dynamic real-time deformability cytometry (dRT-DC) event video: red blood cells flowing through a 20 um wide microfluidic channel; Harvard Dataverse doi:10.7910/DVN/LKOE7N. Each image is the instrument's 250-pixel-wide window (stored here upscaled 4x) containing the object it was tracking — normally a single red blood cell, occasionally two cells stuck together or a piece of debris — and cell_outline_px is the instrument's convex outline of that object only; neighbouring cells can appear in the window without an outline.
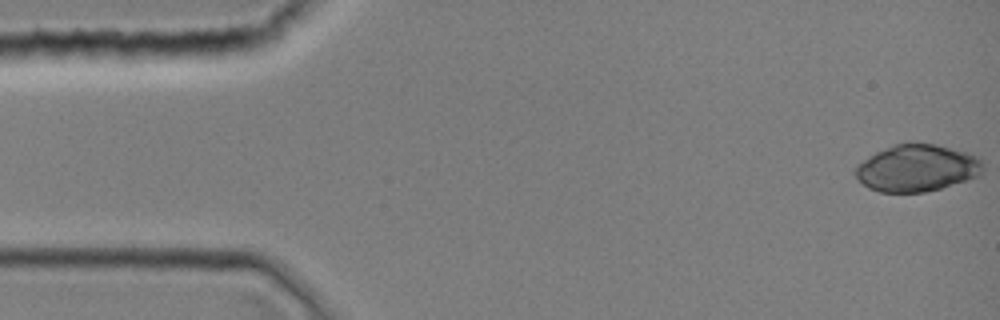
{"species": "common noctule bat (a hibernating species)", "species_latin": "Nyctalus noctula", "temperature_condition": "room temperature", "stored_images_in_passage": 14, "camera_frame_rate_fps": 3000, "um_per_image_px": 0.085, "animal": {"sex": "female", "body_mass_g": 19.0, "forearm_length_mm": 51.5}, "frame": {"image": 1, "passage_image": 1, "time_ms": 0.0, "image_size_px": [1000, 320], "cell_outline_px": [[984, 168], [980, 176], [940, 188], [924, 192], [880, 192], [868, 188], [856, 176], [856, 168], [868, 156], [892, 144], [908, 140], [916, 140], [936, 144], [968, 152], [976, 156], [984, 164]], "centroid_in_image_um": [77.97, 14.24], "position_along_channel_um": 7.0, "area_um2": 35.37}}
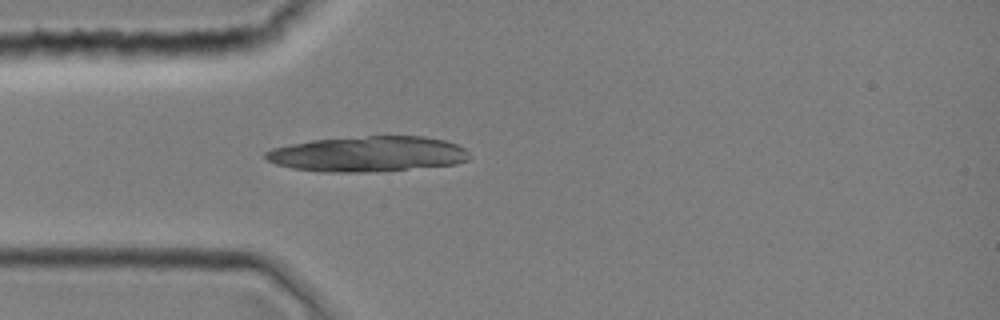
{"frame": {"image": 2, "passage_image": 11, "time_ms": 3.333, "image_size_px": [1000, 320], "cell_outline_px": [[472, 156], [468, 160], [456, 164], [368, 172], [320, 172], [292, 168], [276, 164], [268, 160], [264, 156], [264, 152], [272, 148], [288, 144], [312, 140], [368, 136], [424, 136], [444, 140], [456, 144], [464, 148]], "centroid_in_image_um": [31.25, 13.09], "position_along_channel_um": 53.7, "area_um2": 42.08}}